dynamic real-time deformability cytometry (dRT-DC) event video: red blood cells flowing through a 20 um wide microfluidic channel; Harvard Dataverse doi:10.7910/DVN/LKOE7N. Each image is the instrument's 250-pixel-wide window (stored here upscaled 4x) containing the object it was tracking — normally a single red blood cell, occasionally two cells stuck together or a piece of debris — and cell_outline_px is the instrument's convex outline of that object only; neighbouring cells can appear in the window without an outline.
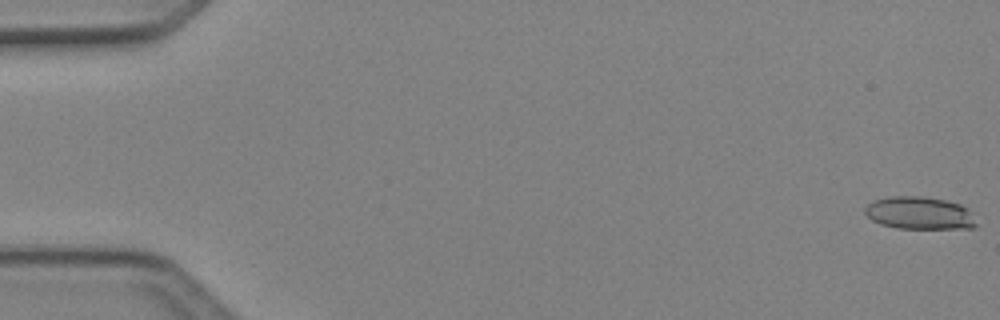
{"species": "Egyptian fruit bat (a non-hibernating species)", "species_latin": "Rousettus aegyptiacus", "temperature_condition": "cold", "stored_images_in_passage": 7, "camera_frame_rate_fps": 3000, "um_per_image_px": 0.085, "animal": {"sex": "female"}, "frame": {"image": 1, "passage_image": 1, "time_ms": 0.0, "image_size_px": [1000, 320], "cell_outline_px": [[976, 228], [896, 228], [880, 224], [872, 220], [864, 212], [864, 208], [868, 204], [876, 200], [892, 196], [924, 196], [944, 200], [960, 204], [968, 208], [976, 224]], "centroid_in_image_um": [78.15, 18.11], "position_along_channel_um": 6.9, "area_um2": 21.04}}
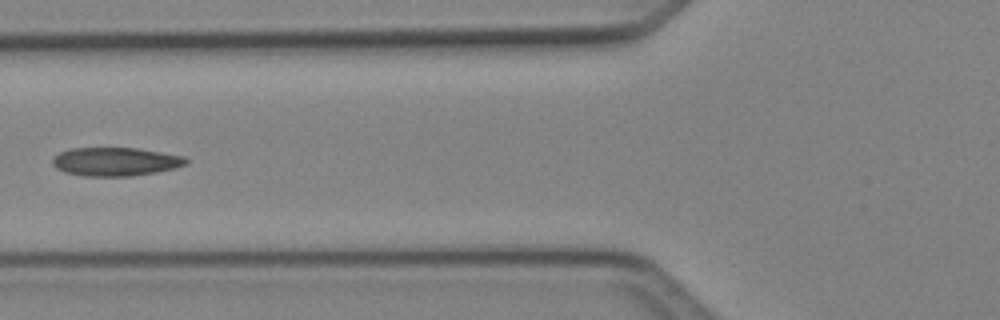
{"frame": {"image": 2, "passage_image": 6, "time_ms": 1.667, "image_size_px": [1000, 320], "cell_outline_px": [[188, 164], [176, 168], [156, 172], [132, 176], [84, 176], [64, 172], [56, 168], [52, 164], [52, 156], [60, 152], [72, 148], [136, 148], [184, 156], [188, 160]], "centroid_in_image_um": [9.8, 13.74], "position_along_channel_um": 116.0, "area_um2": 22.31}}
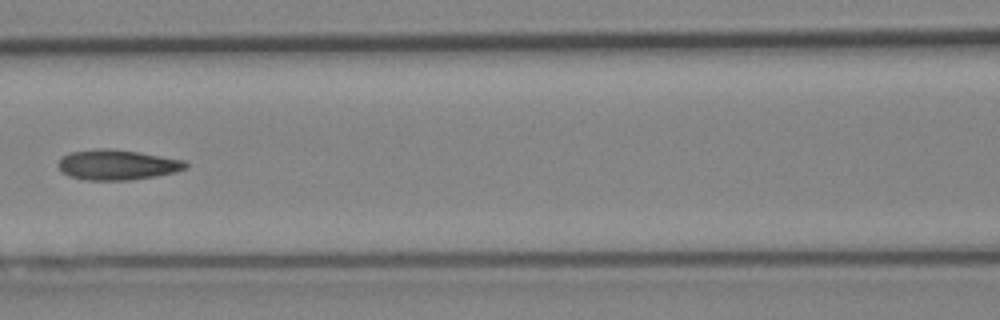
{"frame": {"image": 3, "passage_image": 7, "time_ms": 2.0, "image_size_px": [1000, 320], "cell_outline_px": [[188, 168], [176, 172], [156, 176], [132, 180], [84, 180], [68, 176], [56, 164], [64, 156], [72, 152], [96, 148], [112, 148], [184, 160], [188, 164]], "centroid_in_image_um": [9.98, 14.01], "position_along_channel_um": 156.6, "area_um2": 22.43}}